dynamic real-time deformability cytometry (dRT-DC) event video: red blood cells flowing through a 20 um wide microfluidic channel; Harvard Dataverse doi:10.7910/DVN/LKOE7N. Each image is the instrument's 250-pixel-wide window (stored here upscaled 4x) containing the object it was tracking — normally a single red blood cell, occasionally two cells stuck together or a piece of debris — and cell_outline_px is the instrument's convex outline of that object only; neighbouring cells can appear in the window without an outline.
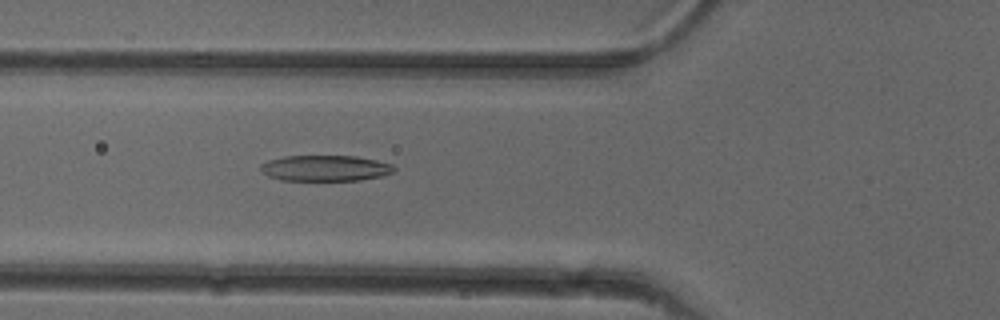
{"species": "common noctule bat (a hibernating species)", "species_latin": "Nyctalus noctula", "temperature_condition": "cold", "stored_images_in_passage": 22, "camera_frame_rate_fps": 3000, "um_per_image_px": 0.085, "animal": {"sex": "female"}, "frame": {"image": 1, "passage_image": 19, "time_ms": 6.0, "image_size_px": [1000, 320], "cell_outline_px": [[396, 172], [384, 176], [360, 180], [280, 180], [268, 176], [260, 172], [260, 164], [268, 160], [284, 156], [356, 156], [376, 160], [392, 164], [396, 168]], "centroid_in_image_um": [27.66, 14.29], "position_along_channel_um": 98.1, "area_um2": 20.35}}
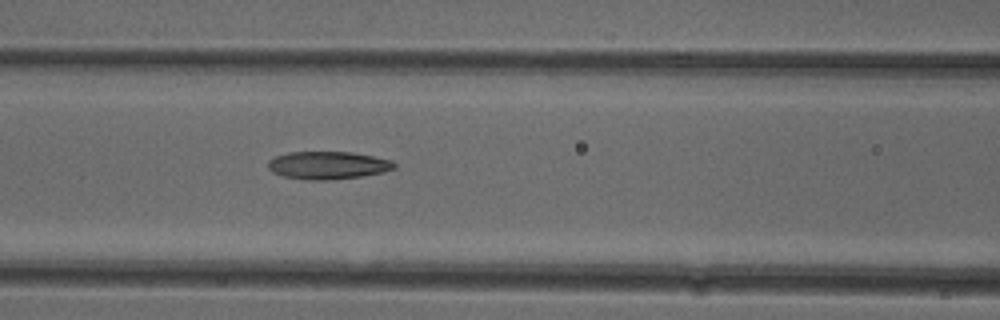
{"frame": {"image": 2, "passage_image": 22, "time_ms": 7.0, "image_size_px": [1000, 320], "cell_outline_px": [[396, 168], [384, 172], [360, 176], [328, 180], [308, 180], [284, 176], [272, 172], [268, 168], [268, 160], [276, 156], [288, 152], [352, 152], [392, 160], [396, 164]], "centroid_in_image_um": [27.87, 14.04], "position_along_channel_um": 138.7, "area_um2": 20.4}}